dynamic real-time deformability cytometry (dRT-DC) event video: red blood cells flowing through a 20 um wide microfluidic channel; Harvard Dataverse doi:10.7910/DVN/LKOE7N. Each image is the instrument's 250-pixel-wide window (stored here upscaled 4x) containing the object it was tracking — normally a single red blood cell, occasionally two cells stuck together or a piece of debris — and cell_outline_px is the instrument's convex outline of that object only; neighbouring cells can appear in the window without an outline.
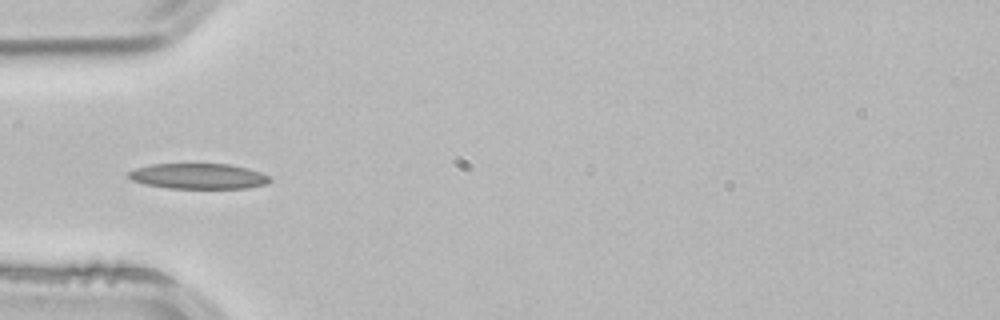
{"species": "common noctule bat (a hibernating species)", "species_latin": "Nyctalus noctula", "temperature_condition": "room temperature", "stored_images_in_passage": 2, "camera_frame_rate_fps": 3000, "um_per_image_px": 0.085, "animal": {"sex": "male", "body_mass_g": 21.5, "forearm_length_mm": 52.0}, "frame": {"image": 1, "passage_image": 2, "time_ms": 0.333, "image_size_px": [1000, 320], "cell_outline_px": [[272, 180], [268, 184], [248, 188], [168, 188], [144, 184], [132, 180], [128, 176], [128, 172], [136, 168], [152, 164], [228, 164], [248, 168], [260, 172], [268, 176]], "centroid_in_image_um": [16.88, 14.98], "position_along_channel_um": 68.1, "area_um2": 20.98}}